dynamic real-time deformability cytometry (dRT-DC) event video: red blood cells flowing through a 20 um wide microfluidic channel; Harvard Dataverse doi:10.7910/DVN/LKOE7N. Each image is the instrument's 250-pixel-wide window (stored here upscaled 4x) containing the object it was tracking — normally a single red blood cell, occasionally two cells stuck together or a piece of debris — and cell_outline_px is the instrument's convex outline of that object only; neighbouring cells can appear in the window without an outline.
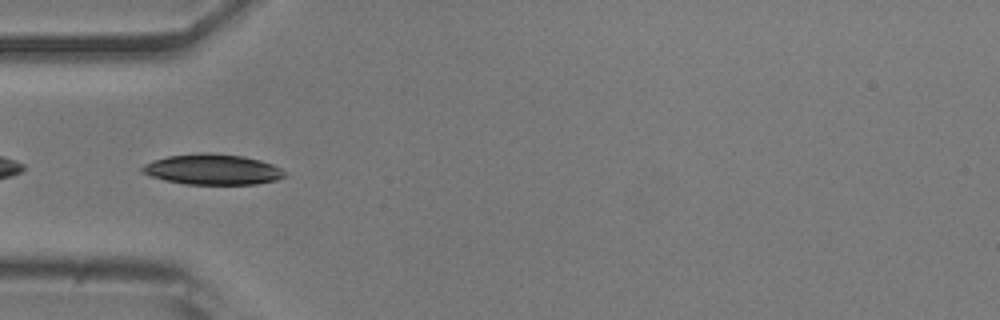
{"species": "common noctule bat (a hibernating species)", "species_latin": "Nyctalus noctula", "temperature_condition": "room temperature", "stored_images_in_passage": 37, "camera_frame_rate_fps": 3000, "um_per_image_px": 0.085, "animal": {"sex": "male", "body_mass_g": 20.5, "forearm_length_mm": 52.5}, "frame": {"image": 1, "passage_image": 1, "time_ms": 0.0, "image_size_px": [1000, 320], "cell_outline_px": [[288, 176], [276, 180], [256, 184], [184, 184], [164, 180], [140, 172], [140, 168], [144, 164], [168, 156], [204, 152], [208, 152], [244, 156], [260, 160], [272, 164], [280, 168]], "centroid_in_image_um": [18.08, 14.4], "position_along_channel_um": 66.9, "area_um2": 25.37}}
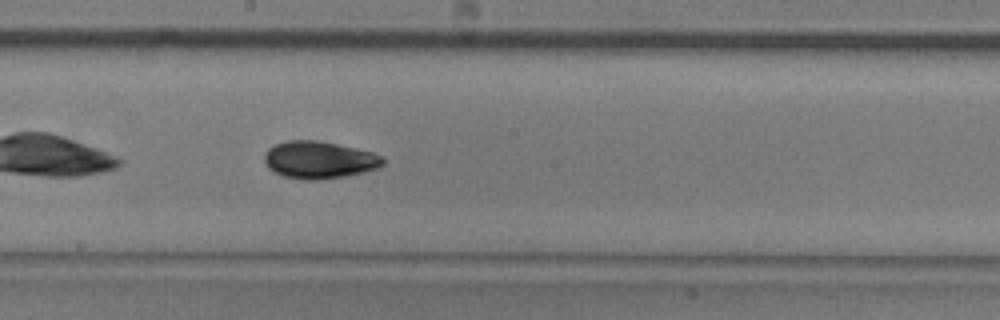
{"frame": {"image": 2, "passage_image": 13, "time_ms": 4.0, "image_size_px": [1000, 320], "cell_outline_px": [[384, 164], [376, 168], [344, 176], [316, 180], [304, 180], [284, 176], [272, 172], [268, 168], [264, 160], [264, 152], [268, 148], [276, 144], [288, 140], [316, 140], [356, 148], [372, 152], [384, 156]], "centroid_in_image_um": [27.09, 13.58], "position_along_channel_um": 221.1, "area_um2": 25.72}}
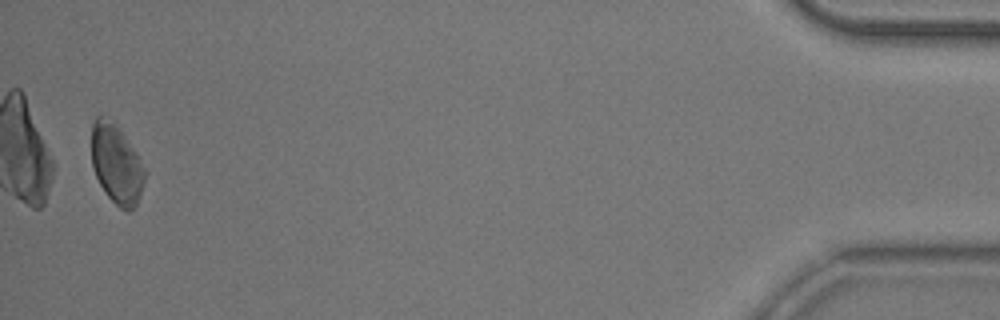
{"frame": {"image": 3, "passage_image": 36, "time_ms": 11.667, "image_size_px": [1000, 320], "cell_outline_px": [[148, 172], [136, 208], [128, 212], [120, 208], [104, 192], [92, 168], [92, 124], [96, 116], [100, 116], [112, 124], [124, 136], [140, 156]], "centroid_in_image_um": [9.95, 14.04], "position_along_channel_um": 425.3, "area_um2": 24.62}, "authors_computed_cell_mechanics": {"area_um2": 24.6228, "velocity_mm_per_s": 3.8302, "shape_relaxation_time_tau1_ms": 1.9112, "shape_relaxation_time_tau2_ms": null, "deformation_change_tau1": 0.1153, "deformation_change_tau2": null}}